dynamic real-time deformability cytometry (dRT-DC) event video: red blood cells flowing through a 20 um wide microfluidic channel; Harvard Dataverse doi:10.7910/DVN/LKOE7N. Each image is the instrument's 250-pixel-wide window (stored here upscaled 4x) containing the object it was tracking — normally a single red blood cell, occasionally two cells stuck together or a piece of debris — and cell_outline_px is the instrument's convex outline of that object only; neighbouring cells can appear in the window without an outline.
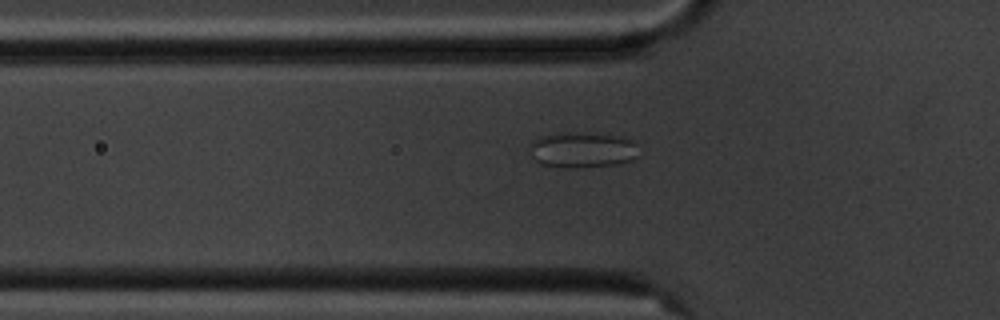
{"species": "common noctule bat (a hibernating species)", "species_latin": "Nyctalus noctula", "temperature_condition": "cold", "stored_images_in_passage": 6, "camera_frame_rate_fps": 3000, "um_per_image_px": 0.085, "animal": {"sex": "male", "body_mass_g": 20.1, "forearm_length_mm": 53.5}, "frame": {"image": 1, "passage_image": 6, "time_ms": 6.667, "image_size_px": [1000, 320], "cell_outline_px": [[640, 156], [632, 160], [620, 164], [584, 168], [568, 168], [540, 164], [532, 156], [528, 148], [528, 144], [532, 140], [540, 136], [560, 132], [608, 132], [624, 136], [632, 140], [636, 144]], "centroid_in_image_um": [49.55, 12.71], "position_along_channel_um": 76.3, "area_um2": 23.87}}